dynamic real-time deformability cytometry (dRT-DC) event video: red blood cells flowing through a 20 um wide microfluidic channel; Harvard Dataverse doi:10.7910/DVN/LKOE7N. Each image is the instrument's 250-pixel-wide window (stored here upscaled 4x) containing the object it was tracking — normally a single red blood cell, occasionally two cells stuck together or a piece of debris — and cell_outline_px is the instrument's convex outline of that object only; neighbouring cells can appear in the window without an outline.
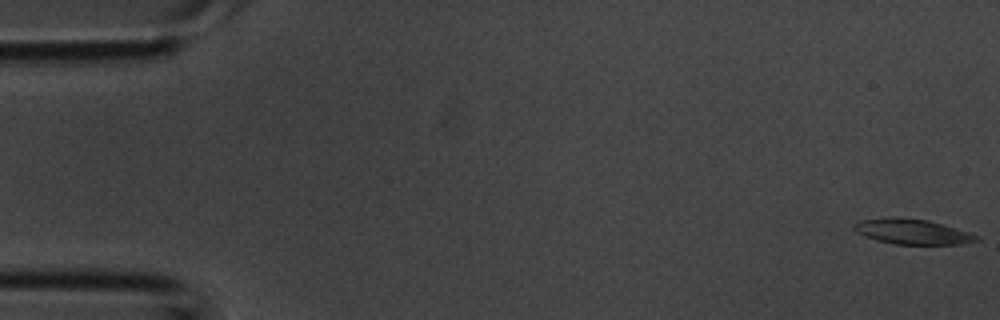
{"species": "common noctule bat (a hibernating species)", "species_latin": "Nyctalus noctula", "temperature_condition": "room temperature", "stored_images_in_passage": 6, "camera_frame_rate_fps": 3000, "um_per_image_px": 0.085, "animal": {"sex": "male", "body_mass_g": 20.1, "forearm_length_mm": 53.5}, "frame": {"image": 1, "passage_image": 1, "time_ms": 0.0, "image_size_px": [1000, 320], "cell_outline_px": [[980, 240], [960, 244], [896, 244], [876, 240], [864, 236], [856, 232], [852, 228], [852, 224], [860, 220], [928, 220], [968, 232], [980, 236]], "centroid_in_image_um": [77.58, 19.74], "position_along_channel_um": 7.4, "area_um2": 17.05}}
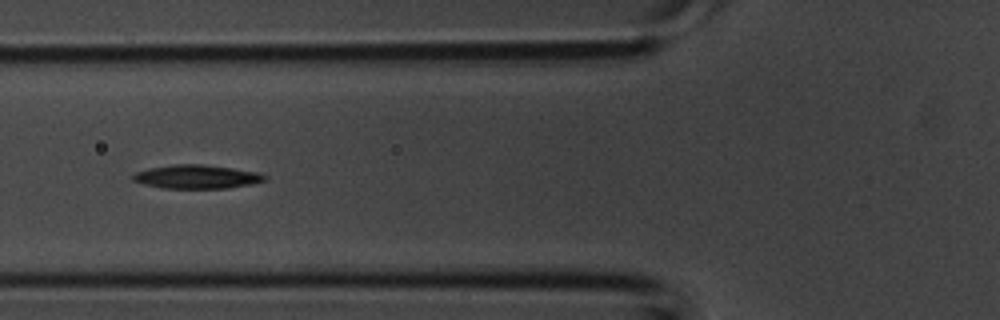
{"frame": {"image": 2, "passage_image": 5, "time_ms": 1.333, "image_size_px": [1000, 320], "cell_outline_px": [[268, 180], [252, 184], [228, 188], [160, 188], [132, 180], [132, 176], [136, 172], [148, 168], [172, 164], [200, 164], [232, 168], [256, 172], [268, 176]], "centroid_in_image_um": [16.74, 15.02], "position_along_channel_um": 109.1, "area_um2": 18.21}}
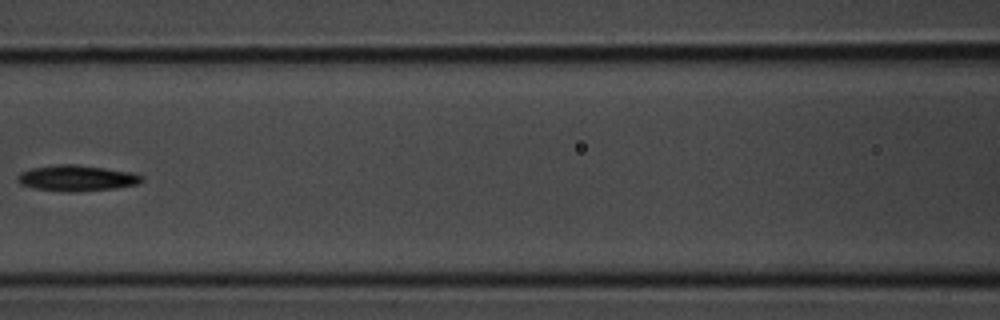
{"frame": {"image": 3, "passage_image": 6, "time_ms": 1.667, "image_size_px": [1000, 320], "cell_outline_px": [[144, 180], [136, 184], [116, 188], [72, 192], [32, 188], [20, 184], [16, 180], [16, 176], [20, 172], [32, 168], [52, 164], [76, 164], [132, 172], [144, 176]], "centroid_in_image_um": [6.49, 15.13], "position_along_channel_um": 160.1, "area_um2": 18.84}}